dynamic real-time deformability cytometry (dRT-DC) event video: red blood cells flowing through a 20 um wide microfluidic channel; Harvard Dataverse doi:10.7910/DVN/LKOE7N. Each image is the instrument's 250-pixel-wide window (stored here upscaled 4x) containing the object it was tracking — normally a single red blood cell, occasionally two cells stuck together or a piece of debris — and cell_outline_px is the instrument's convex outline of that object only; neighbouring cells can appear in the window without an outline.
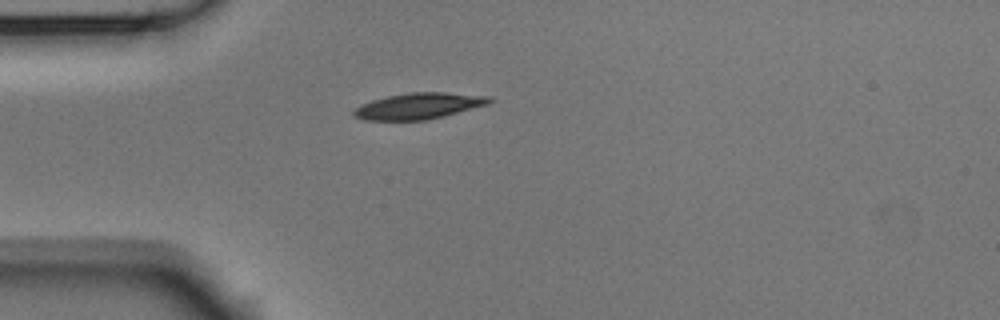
{"species": "Egyptian fruit bat (a non-hibernating species)", "species_latin": "Rousettus aegyptiacus", "temperature_condition": "room temperature", "stored_images_in_passage": 1, "camera_frame_rate_fps": 3000, "um_per_image_px": 0.085, "animal": {"sex": "male"}, "frame": {"image": 1, "passage_image": 1, "time_ms": 0.0, "image_size_px": [1000, 320], "cell_outline_px": [[496, 100], [488, 104], [444, 116], [428, 120], [364, 120], [352, 116], [352, 112], [356, 108], [372, 100], [388, 96], [408, 92], [444, 92], [492, 96]], "centroid_in_image_um": [35.64, 9.0], "position_along_channel_um": 49.4, "area_um2": 20.75}}